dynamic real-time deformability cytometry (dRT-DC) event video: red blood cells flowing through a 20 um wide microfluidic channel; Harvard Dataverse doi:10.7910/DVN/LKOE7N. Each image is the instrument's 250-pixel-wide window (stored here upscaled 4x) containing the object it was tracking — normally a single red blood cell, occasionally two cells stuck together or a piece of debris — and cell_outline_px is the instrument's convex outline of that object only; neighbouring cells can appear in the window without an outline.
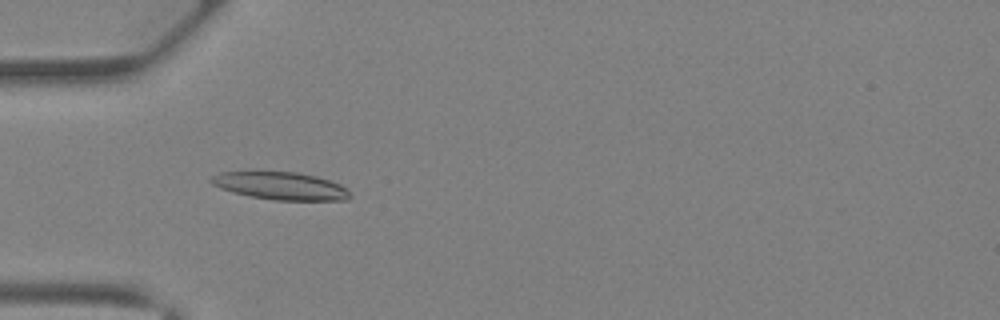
{"species": "Egyptian fruit bat (a non-hibernating species)", "species_latin": "Rousettus aegyptiacus", "temperature_condition": "warm", "stored_images_in_passage": 44, "camera_frame_rate_fps": 3000, "um_per_image_px": 0.085, "animal": {"sex": "female"}, "frame": {"image": 1, "passage_image": 16, "time_ms": 5.0, "image_size_px": [1000, 320], "cell_outline_px": [[352, 196], [348, 200], [276, 200], [248, 196], [232, 192], [220, 188], [212, 184], [208, 180], [212, 176], [220, 172], [256, 168], [300, 172], [316, 176], [340, 184], [348, 188]], "centroid_in_image_um": [23.78, 15.74], "position_along_channel_um": 61.2, "area_um2": 23.64}}
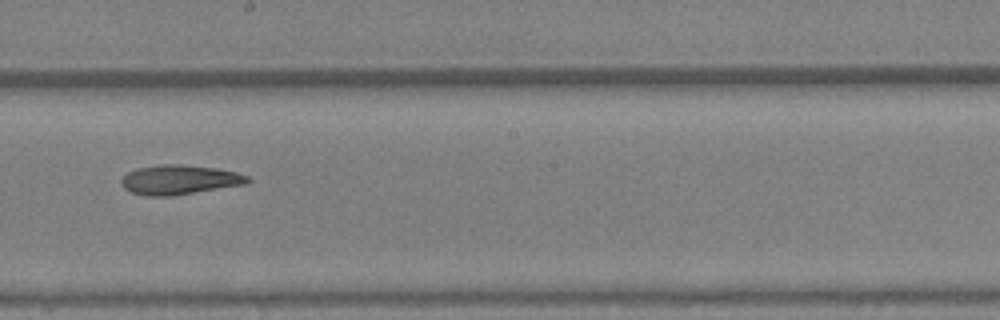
{"frame": {"image": 2, "passage_image": 27, "time_ms": 8.667, "image_size_px": [1000, 320], "cell_outline_px": [[252, 180], [244, 184], [172, 196], [148, 196], [132, 192], [124, 188], [120, 184], [120, 180], [128, 172], [136, 168], [160, 164], [180, 164], [216, 168], [236, 172], [248, 176]], "centroid_in_image_um": [15.22, 15.27], "position_along_channel_um": 233.0, "area_um2": 21.68}}
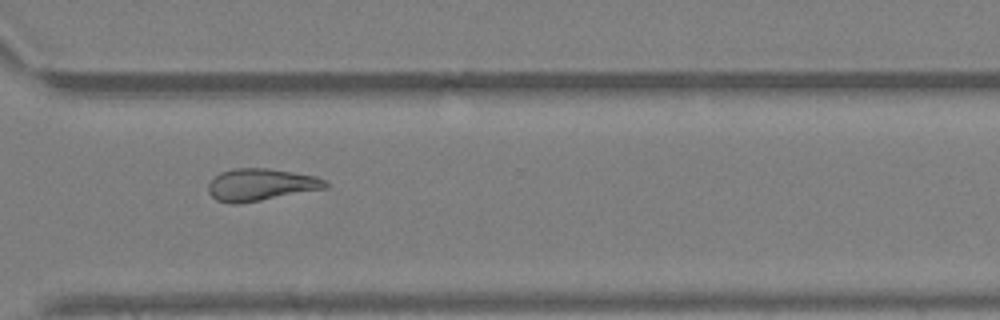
{"frame": {"image": 3, "passage_image": 34, "time_ms": 11.0, "image_size_px": [1000, 320], "cell_outline_px": [[328, 188], [240, 204], [232, 204], [216, 200], [208, 192], [208, 184], [220, 172], [236, 168], [268, 168], [316, 176], [324, 180], [328, 184]], "centroid_in_image_um": [22.16, 15.71], "position_along_channel_um": 348.4, "area_um2": 21.96}}